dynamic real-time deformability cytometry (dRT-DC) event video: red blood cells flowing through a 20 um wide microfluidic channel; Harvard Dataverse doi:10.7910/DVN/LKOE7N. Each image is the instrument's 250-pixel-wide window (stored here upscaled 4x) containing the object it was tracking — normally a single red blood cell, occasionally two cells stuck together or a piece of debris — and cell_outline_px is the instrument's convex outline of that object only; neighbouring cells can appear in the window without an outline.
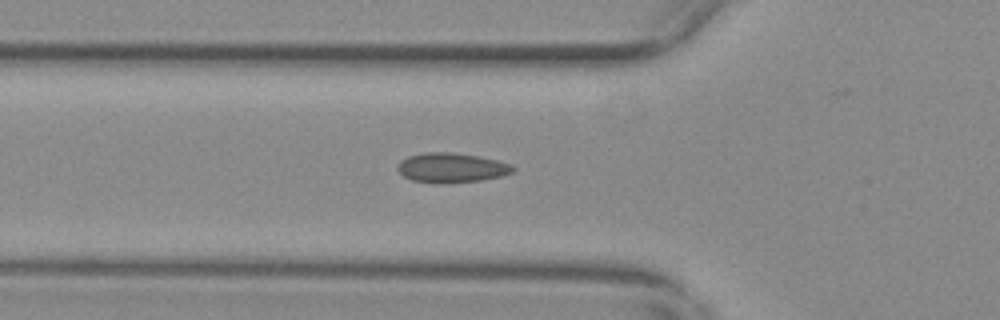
{"species": "common noctule bat (a hibernating species)", "species_latin": "Nyctalus noctula", "temperature_condition": "warm", "stored_images_in_passage": 36, "camera_frame_rate_fps": 3000, "um_per_image_px": 0.085, "animal": {"sex": "female", "body_mass_g": 29.2, "forearm_length_mm": 56.3}, "frame": {"image": 1, "passage_image": 2, "time_ms": 0.333, "image_size_px": [1000, 320], "cell_outline_px": [[516, 172], [484, 180], [448, 184], [436, 184], [412, 180], [404, 176], [396, 168], [400, 160], [408, 156], [424, 152], [452, 152], [476, 156], [496, 160], [508, 164], [516, 168]], "centroid_in_image_um": [38.36, 14.27], "position_along_channel_um": 87.4, "area_um2": 20.17}}
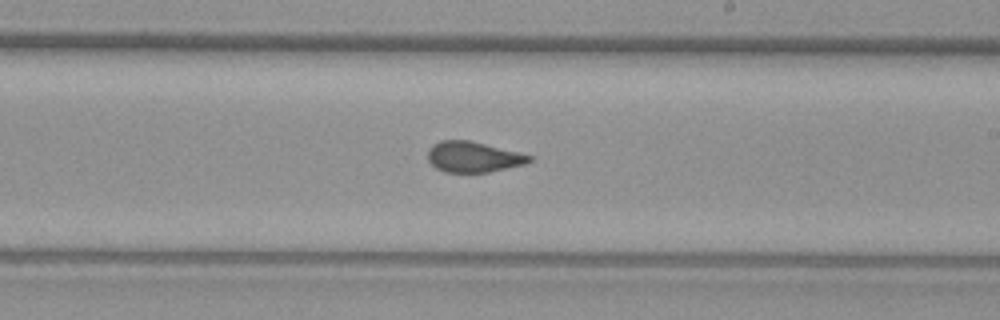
{"frame": {"image": 2, "passage_image": 15, "time_ms": 4.667, "image_size_px": [1000, 320], "cell_outline_px": [[532, 160], [524, 164], [488, 172], [444, 172], [436, 168], [428, 160], [428, 148], [432, 144], [440, 140], [468, 140], [532, 156]], "centroid_in_image_um": [40.17, 13.34], "position_along_channel_um": 248.8, "area_um2": 17.86}}
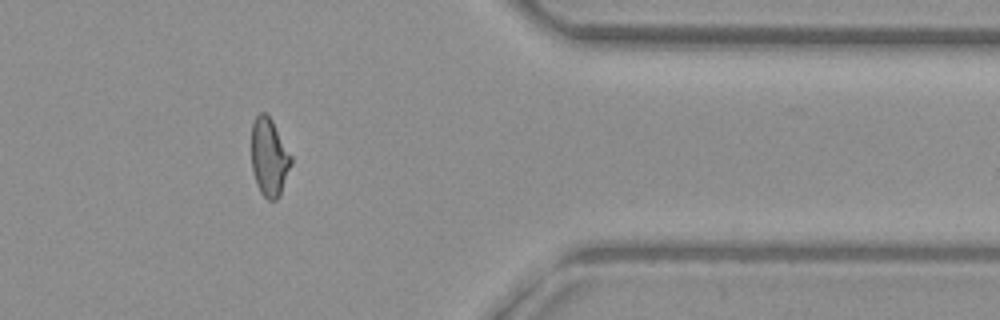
{"frame": {"image": 3, "passage_image": 28, "time_ms": 9.0, "image_size_px": [1000, 320], "cell_outline_px": [[292, 164], [280, 196], [276, 200], [268, 200], [260, 192], [256, 184], [252, 172], [252, 124], [256, 116], [260, 112], [264, 112], [272, 120], [292, 156]], "centroid_in_image_um": [22.89, 13.39], "position_along_channel_um": 388.5, "area_um2": 18.15}}